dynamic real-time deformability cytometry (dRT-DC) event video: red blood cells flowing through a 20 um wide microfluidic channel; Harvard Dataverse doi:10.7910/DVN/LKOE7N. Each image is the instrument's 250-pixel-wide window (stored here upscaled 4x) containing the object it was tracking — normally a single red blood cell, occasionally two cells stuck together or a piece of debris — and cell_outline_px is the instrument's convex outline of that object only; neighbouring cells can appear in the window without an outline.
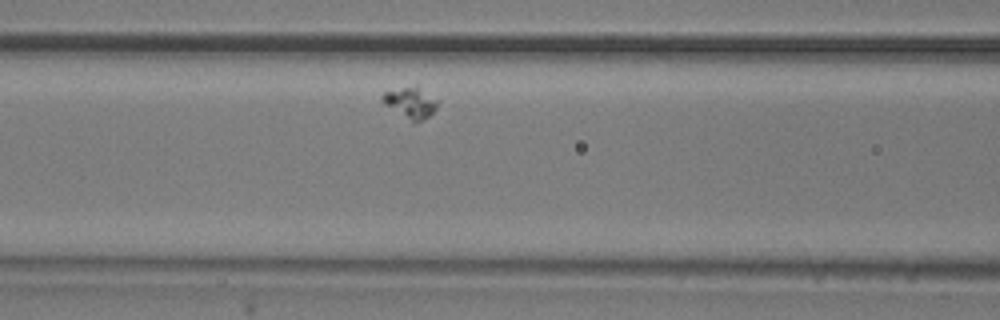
{"species": "common noctule bat (a hibernating species)", "species_latin": "Nyctalus noctula", "temperature_condition": "room temperature", "stored_images_in_passage": 3, "camera_frame_rate_fps": 3000, "um_per_image_px": 0.085, "animal": {"sex": "male", "body_mass_g": 20.5, "forearm_length_mm": 52.5}, "frame": {"image": 1, "passage_image": 3, "time_ms": 2.333, "image_size_px": [1000, 320], "cell_outline_px": [[440, 100], [436, 108], [428, 116], [412, 124], [384, 104], [380, 100], [380, 96], [384, 92], [416, 84]], "centroid_in_image_um": [34.9, 8.71], "position_along_channel_um": 131.7, "area_um2": 10.35}}